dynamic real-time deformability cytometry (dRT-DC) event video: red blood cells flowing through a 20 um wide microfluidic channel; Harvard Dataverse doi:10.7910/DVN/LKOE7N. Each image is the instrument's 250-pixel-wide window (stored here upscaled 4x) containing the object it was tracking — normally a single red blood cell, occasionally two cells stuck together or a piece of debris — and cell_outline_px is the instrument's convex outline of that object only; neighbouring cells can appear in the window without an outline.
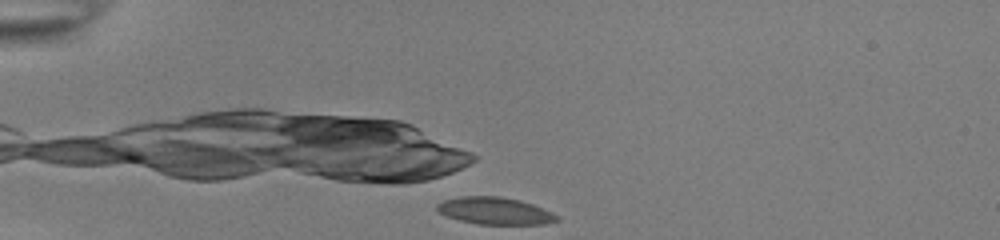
{"species": "common noctule bat (a hibernating species)", "species_latin": "Nyctalus noctula", "temperature_condition": "room temperature", "stored_images_in_passage": 41, "camera_frame_rate_fps": 3000, "um_per_image_px": 0.085, "animal": {"sex": "female", "body_mass_g": 22.0, "forearm_length_mm": 56.7}, "frame": {"image": 1, "passage_image": 1, "time_ms": 0.0, "image_size_px": [1000, 240], "cell_outline_px": [[560, 220], [544, 224], [476, 224], [460, 220], [448, 216], [440, 212], [436, 208], [436, 204], [444, 200], [460, 196], [500, 196], [520, 200], [544, 208], [560, 216]], "centroid_in_image_um": [42.1, 17.92], "position_along_channel_um": 42.9, "area_um2": 19.02}}
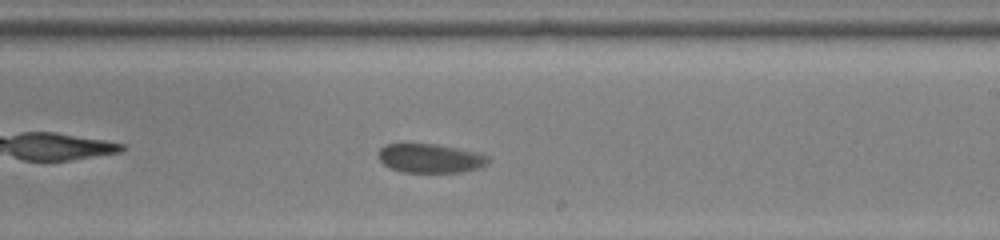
{"frame": {"image": 2, "passage_image": 21, "time_ms": 6.667, "image_size_px": [1000, 240], "cell_outline_px": [[492, 160], [488, 164], [464, 172], [404, 172], [392, 168], [384, 164], [380, 160], [380, 148], [384, 144], [436, 144], [476, 152], [488, 156]], "centroid_in_image_um": [36.61, 13.45], "position_along_channel_um": 252.4, "area_um2": 18.38}}
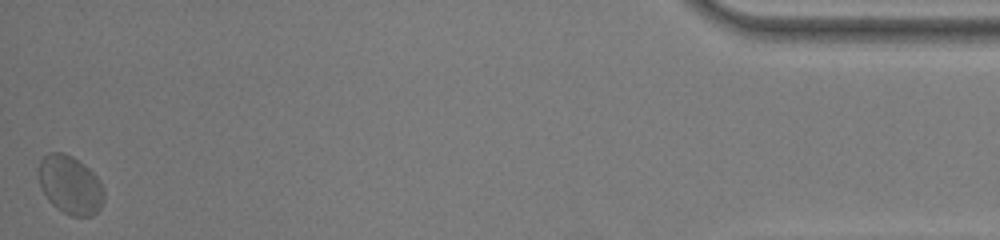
{"frame": {"image": 3, "passage_image": 41, "time_ms": 13.333, "image_size_px": [1000, 240], "cell_outline_px": [[104, 200], [100, 208], [92, 216], [72, 216], [56, 208], [48, 200], [40, 184], [40, 160], [48, 152], [64, 152], [72, 156], [84, 164], [100, 180], [104, 188]], "centroid_in_image_um": [6.0, 15.71], "position_along_channel_um": 429.2, "area_um2": 22.2}, "authors_computed_cell_mechanics": {"area_um2": 19.7676, "velocity_mm_per_s": 3.7732, "shape_relaxation_time_tau1_ms": null, "shape_relaxation_time_tau2_ms": 0.9609, "deformation_change_tau1": null, "deformation_change_tau2": 0.0372}}